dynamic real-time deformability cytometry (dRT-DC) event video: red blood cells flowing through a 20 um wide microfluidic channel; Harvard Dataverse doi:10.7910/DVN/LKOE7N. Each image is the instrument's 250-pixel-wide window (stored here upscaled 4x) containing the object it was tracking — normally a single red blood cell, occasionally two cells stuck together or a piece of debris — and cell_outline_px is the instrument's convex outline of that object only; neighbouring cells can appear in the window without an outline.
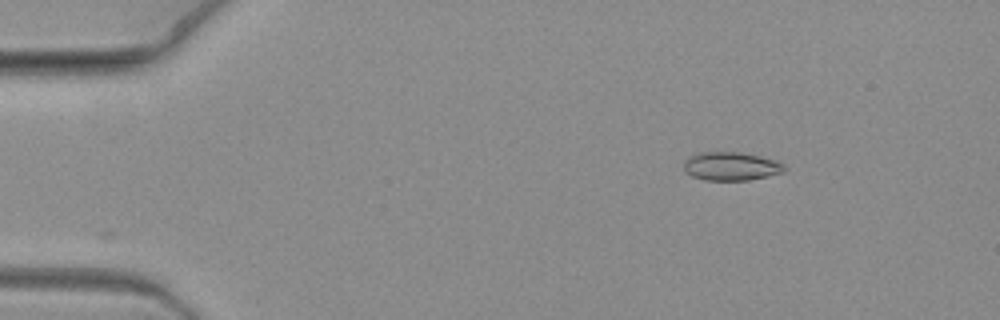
{"species": "common noctule bat (a hibernating species)", "species_latin": "Nyctalus noctula", "temperature_condition": "warm", "stored_images_in_passage": 2, "camera_frame_rate_fps": 3000, "um_per_image_px": 0.085, "animal": {"sex": "female", "body_mass_g": 19.3, "forearm_length_mm": 54.1}, "frame": {"image": 1, "passage_image": 2, "time_ms": 0.333, "image_size_px": [1000, 320], "cell_outline_px": [[788, 168], [784, 172], [768, 176], [748, 180], [704, 180], [692, 176], [684, 168], [684, 160], [688, 156], [700, 152], [740, 152], [760, 156], [784, 164]], "centroid_in_image_um": [62.14, 14.13], "position_along_channel_um": 22.9, "area_um2": 16.7}}